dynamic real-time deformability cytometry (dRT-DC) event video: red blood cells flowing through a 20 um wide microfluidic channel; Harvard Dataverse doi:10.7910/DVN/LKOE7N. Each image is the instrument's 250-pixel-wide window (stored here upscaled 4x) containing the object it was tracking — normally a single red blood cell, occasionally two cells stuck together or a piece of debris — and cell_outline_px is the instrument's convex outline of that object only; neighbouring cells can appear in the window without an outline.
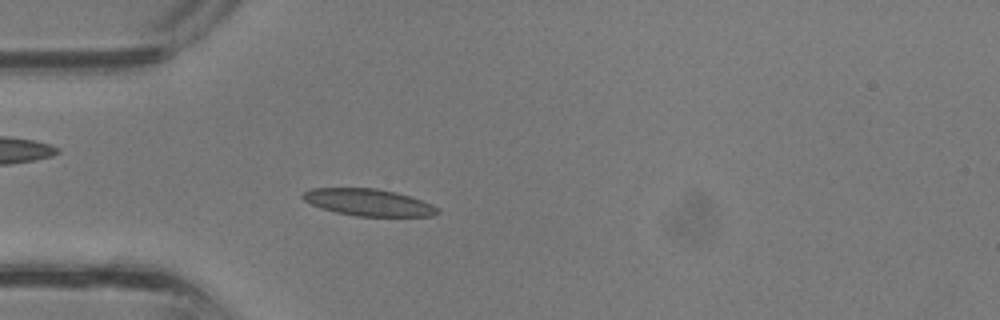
{"species": "common noctule bat (a hibernating species)", "species_latin": "Nyctalus noctula", "temperature_condition": "room temperature", "stored_images_in_passage": 36, "camera_frame_rate_fps": 3000, "um_per_image_px": 0.085, "animal": {"sex": "male", "body_mass_g": 13.3}, "frame": {"image": 1, "passage_image": 10, "time_ms": 3.0, "image_size_px": [1000, 320], "cell_outline_px": [[440, 212], [432, 216], [356, 216], [336, 212], [320, 208], [304, 200], [300, 196], [304, 192], [312, 188], [376, 188], [396, 192], [420, 200], [440, 208]], "centroid_in_image_um": [31.31, 17.2], "position_along_channel_um": 53.7, "area_um2": 21.04}}
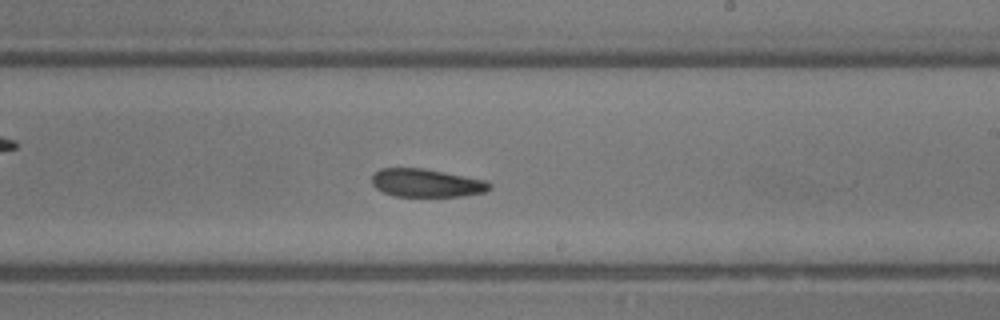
{"frame": {"image": 2, "passage_image": 21, "time_ms": 6.667, "image_size_px": [1000, 320], "cell_outline_px": [[492, 188], [484, 192], [460, 196], [396, 196], [384, 192], [376, 188], [372, 184], [372, 176], [380, 168], [424, 168], [488, 180], [492, 184]], "centroid_in_image_um": [36.29, 15.54], "position_along_channel_um": 252.7, "area_um2": 19.36}}
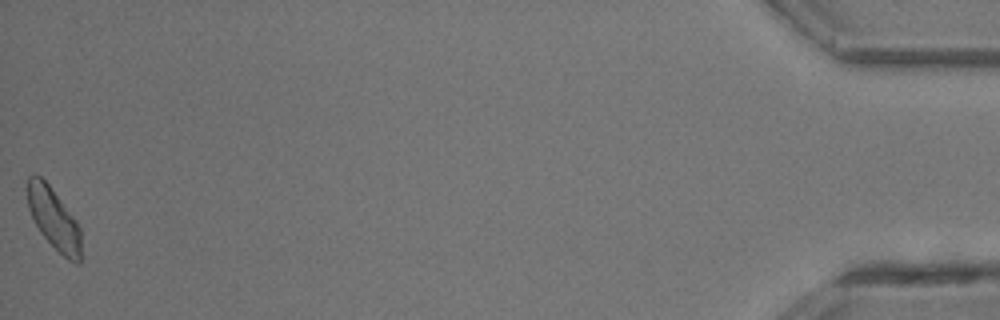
{"frame": {"image": 3, "passage_image": 36, "time_ms": 11.667, "image_size_px": [1000, 320], "cell_outline_px": [[80, 264], [76, 264], [68, 260], [40, 232], [28, 208], [28, 176], [40, 176], [48, 184], [76, 220], [80, 228]], "centroid_in_image_um": [4.59, 18.62], "position_along_channel_um": 430.6, "area_um2": 18.61}}